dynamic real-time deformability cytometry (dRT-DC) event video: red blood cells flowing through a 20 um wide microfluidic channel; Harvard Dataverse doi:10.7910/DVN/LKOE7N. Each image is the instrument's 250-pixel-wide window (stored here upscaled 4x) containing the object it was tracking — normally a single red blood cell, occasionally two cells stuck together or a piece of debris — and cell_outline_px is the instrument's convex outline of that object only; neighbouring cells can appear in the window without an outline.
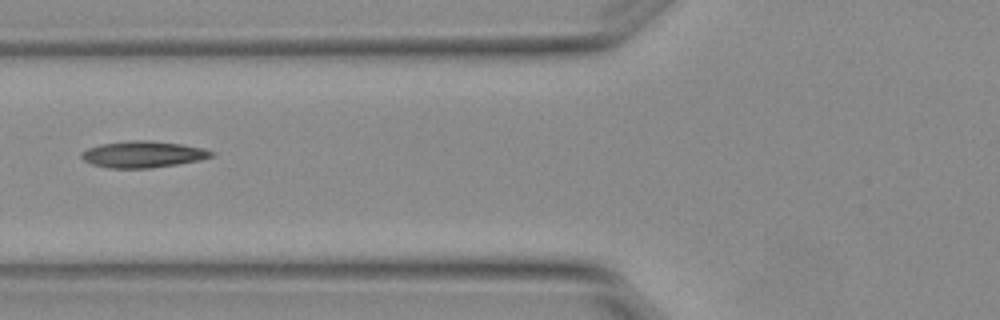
{"species": "Egyptian fruit bat (a non-hibernating species)", "species_latin": "Rousettus aegyptiacus", "temperature_condition": "warm", "stored_images_in_passage": 3, "camera_frame_rate_fps": 3000, "um_per_image_px": 0.085, "animal": {"sex": "female"}, "frame": {"image": 1, "passage_image": 3, "time_ms": 0.667, "image_size_px": [1000, 320], "cell_outline_px": [[216, 152], [212, 156], [200, 160], [176, 164], [148, 168], [108, 168], [92, 164], [84, 160], [80, 156], [80, 152], [88, 148], [100, 144], [128, 140], [148, 140], [180, 144], [204, 148]], "centroid_in_image_um": [12.13, 13.11], "position_along_channel_um": 113.7, "area_um2": 20.06}}